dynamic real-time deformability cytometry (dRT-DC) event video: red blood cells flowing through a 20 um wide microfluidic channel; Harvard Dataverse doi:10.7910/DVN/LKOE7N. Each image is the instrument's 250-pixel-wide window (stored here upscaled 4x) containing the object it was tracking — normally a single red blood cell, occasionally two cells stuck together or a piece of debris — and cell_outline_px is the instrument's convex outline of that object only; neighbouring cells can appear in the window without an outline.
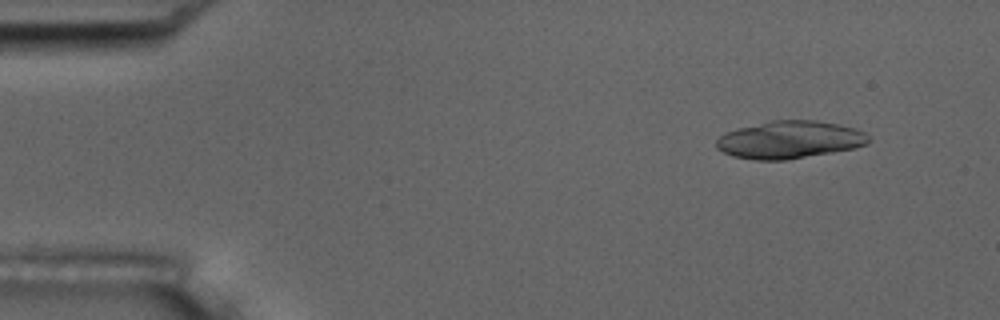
{"species": "common noctule bat (a hibernating species)", "species_latin": "Nyctalus noctula", "temperature_condition": "room temperature", "stored_images_in_passage": 6, "segment_of_instrument_passage": [2, 2], "camera_frame_rate_fps": 3000, "um_per_image_px": 0.085, "animal": {"sex": "male", "body_mass_g": 17.5, "forearm_length_mm": 52.3}, "frame": {"image": 1, "passage_image": 6, "time_ms": 6.0, "image_size_px": [1000, 320], "cell_outline_px": [[872, 140], [868, 144], [856, 148], [788, 160], [756, 160], [732, 156], [716, 148], [716, 140], [720, 136], [736, 128], [768, 120], [816, 120], [840, 124], [856, 128], [864, 132]], "centroid_in_image_um": [67.15, 11.87], "position_along_channel_um": 17.9, "area_um2": 33.76}}